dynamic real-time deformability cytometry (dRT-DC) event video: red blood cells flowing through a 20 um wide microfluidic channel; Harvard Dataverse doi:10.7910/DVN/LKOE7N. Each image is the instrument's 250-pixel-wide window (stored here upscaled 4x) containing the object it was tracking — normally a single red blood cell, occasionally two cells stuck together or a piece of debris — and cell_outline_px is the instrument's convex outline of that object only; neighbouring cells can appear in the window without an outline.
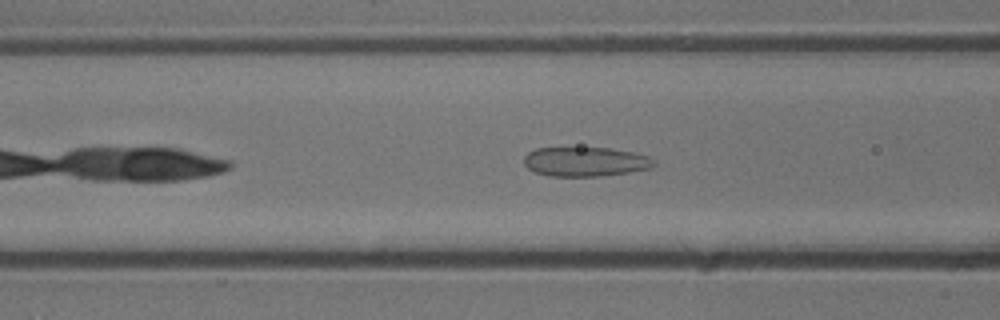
{"species": "common noctule bat (a hibernating species)", "species_latin": "Nyctalus noctula", "temperature_condition": "cold", "stored_images_in_passage": 35, "camera_frame_rate_fps": 3000, "um_per_image_px": 0.085, "animal": {"sex": "male", "body_mass_g": 13.3}, "frame": {"image": 1, "passage_image": 8, "time_ms": 2.333, "image_size_px": [1000, 320], "cell_outline_px": [[656, 164], [652, 168], [628, 172], [600, 176], [548, 176], [536, 172], [528, 168], [524, 164], [524, 156], [528, 152], [536, 148], [608, 148], [632, 152], [648, 156], [656, 160]], "centroid_in_image_um": [49.76, 13.74], "position_along_channel_um": 116.8, "area_um2": 22.25}}
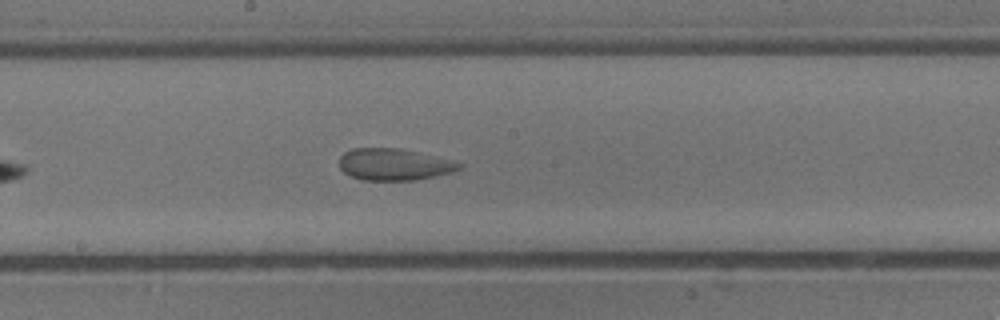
{"frame": {"image": 2, "passage_image": 16, "time_ms": 5.0, "image_size_px": [1000, 320], "cell_outline_px": [[464, 168], [452, 172], [436, 176], [416, 180], [364, 180], [352, 176], [344, 172], [340, 168], [340, 156], [344, 152], [352, 148], [400, 148], [464, 164]], "centroid_in_image_um": [33.49, 13.98], "position_along_channel_um": 214.7, "area_um2": 22.02}}
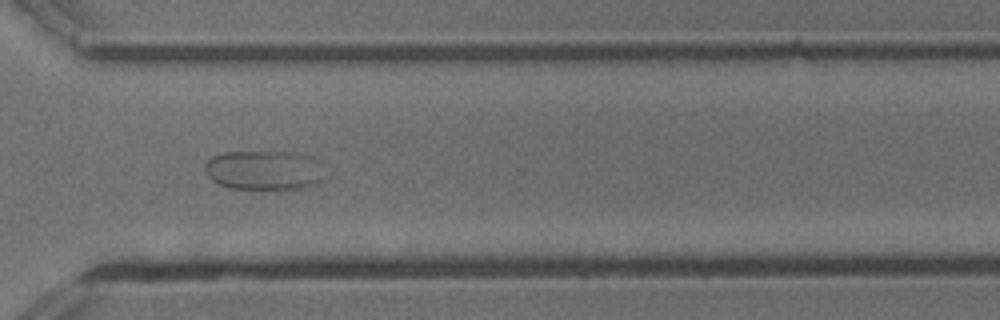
{"frame": {"image": 3, "passage_image": 27, "time_ms": 8.667, "image_size_px": [1000, 320], "cell_outline_px": [[324, 180], [320, 184], [304, 188], [232, 188], [220, 184], [212, 180], [204, 172], [204, 164], [212, 156], [224, 152], [296, 152], [312, 156]], "centroid_in_image_um": [22.41, 14.46], "position_along_channel_um": 348.2, "area_um2": 27.34}}